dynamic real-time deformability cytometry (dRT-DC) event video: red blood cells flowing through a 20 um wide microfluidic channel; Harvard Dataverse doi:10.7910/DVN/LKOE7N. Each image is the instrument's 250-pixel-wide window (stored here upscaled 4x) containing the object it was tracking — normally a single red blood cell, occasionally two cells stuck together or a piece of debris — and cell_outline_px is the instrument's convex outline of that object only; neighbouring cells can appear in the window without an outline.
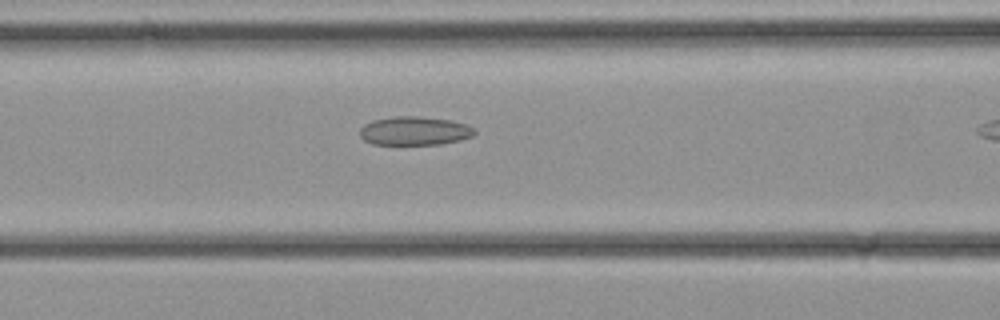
{"species": "common noctule bat (a hibernating species)", "species_latin": "Nyctalus noctula", "temperature_condition": "cold", "stored_images_in_passage": 7, "camera_frame_rate_fps": 3000, "um_per_image_px": 0.085, "animal": {"sex": "female", "body_mass_g": 21.9}, "frame": {"image": 1, "passage_image": 6, "time_ms": 1.667, "image_size_px": [1000, 320], "cell_outline_px": [[476, 132], [472, 136], [460, 140], [440, 144], [372, 144], [364, 140], [360, 136], [360, 128], [364, 124], [372, 120], [396, 116], [420, 116], [452, 120], [468, 124]], "centroid_in_image_um": [35.23, 11.11], "position_along_channel_um": 131.4, "area_um2": 19.25}}